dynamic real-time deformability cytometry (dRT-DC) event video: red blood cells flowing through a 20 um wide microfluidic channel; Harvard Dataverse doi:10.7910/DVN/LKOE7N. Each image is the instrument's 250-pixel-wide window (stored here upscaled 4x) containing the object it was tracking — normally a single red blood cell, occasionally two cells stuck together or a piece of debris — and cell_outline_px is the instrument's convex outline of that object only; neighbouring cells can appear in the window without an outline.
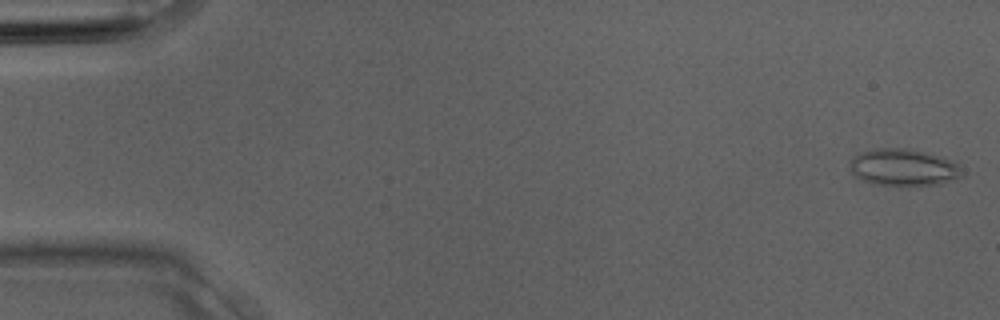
{"species": "Egyptian fruit bat (a non-hibernating species)", "species_latin": "Rousettus aegyptiacus", "temperature_condition": "room temperature", "stored_images_in_passage": 3, "camera_frame_rate_fps": 3000, "um_per_image_px": 0.085, "animal": {"sex": "male"}, "frame": {"image": 1, "passage_image": 1, "time_ms": 0.0, "image_size_px": [1000, 320], "cell_outline_px": [[960, 176], [944, 184], [872, 184], [860, 180], [852, 172], [848, 164], [860, 152], [876, 148], [912, 148], [944, 156], [956, 164]], "centroid_in_image_um": [76.75, 14.2], "position_along_channel_um": 8.3, "area_um2": 23.87}}
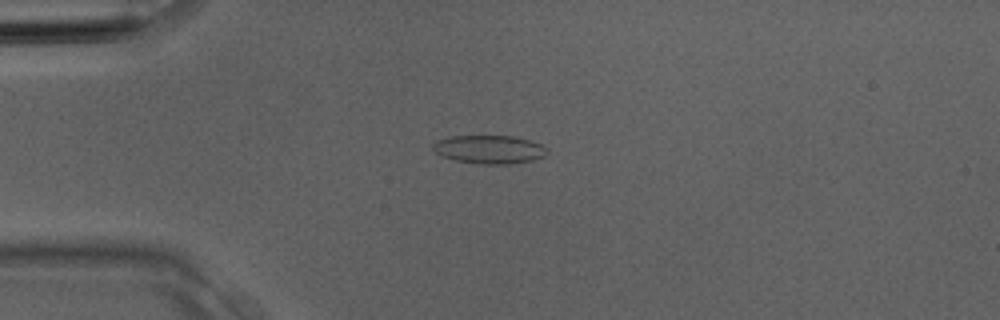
{"frame": {"image": 2, "passage_image": 3, "time_ms": 0.667, "image_size_px": [1000, 320], "cell_outline_px": [[548, 152], [544, 156], [532, 160], [508, 164], [480, 164], [456, 160], [440, 156], [432, 148], [432, 144], [436, 140], [448, 136], [512, 136], [528, 140], [540, 144], [548, 148]], "centroid_in_image_um": [41.56, 12.7], "position_along_channel_um": 43.4, "area_um2": 18.9}}